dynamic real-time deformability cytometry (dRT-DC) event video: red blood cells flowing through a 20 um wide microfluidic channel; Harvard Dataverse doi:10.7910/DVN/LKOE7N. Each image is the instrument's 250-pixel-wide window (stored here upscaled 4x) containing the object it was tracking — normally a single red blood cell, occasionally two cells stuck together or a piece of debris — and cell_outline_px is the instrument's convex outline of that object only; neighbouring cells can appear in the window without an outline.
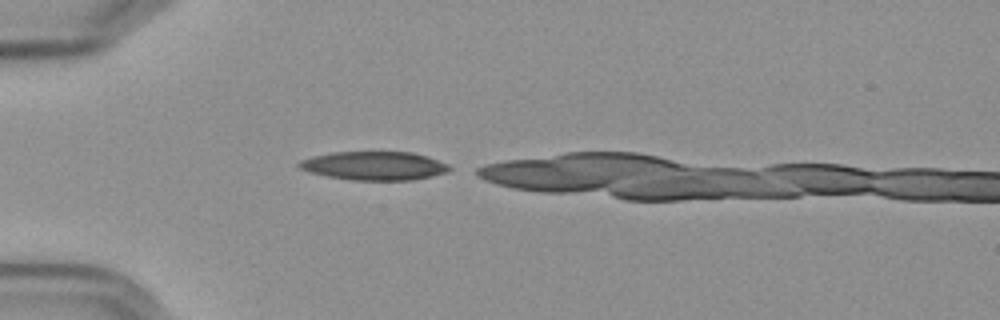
{"species": "Egyptian fruit bat (a non-hibernating species)", "species_latin": "Rousettus aegyptiacus", "temperature_condition": "cold", "stored_images_in_passage": 10, "camera_frame_rate_fps": 3000, "um_per_image_px": 0.085, "frame": {"image": 1, "passage_image": 1, "time_ms": 0.0, "image_size_px": [1000, 320], "cell_outline_px": [[452, 168], [448, 172], [432, 176], [412, 180], [352, 180], [328, 176], [308, 172], [300, 168], [296, 164], [300, 160], [312, 156], [332, 152], [412, 152], [428, 156], [448, 164]], "centroid_in_image_um": [31.81, 14.09], "position_along_channel_um": 53.2, "area_um2": 25.2}}
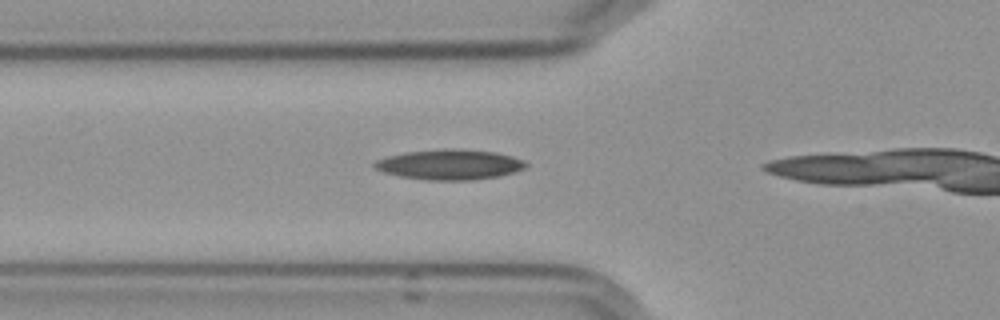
{"frame": {"image": 2, "passage_image": 5, "time_ms": 1.333, "image_size_px": [1000, 320], "cell_outline_px": [[528, 164], [524, 168], [512, 172], [496, 176], [468, 180], [428, 180], [400, 176], [384, 172], [376, 168], [372, 164], [376, 160], [388, 156], [404, 152], [452, 148], [496, 152], [512, 156], [524, 160]], "centroid_in_image_um": [38.21, 13.97], "position_along_channel_um": 87.6, "area_um2": 26.36}}
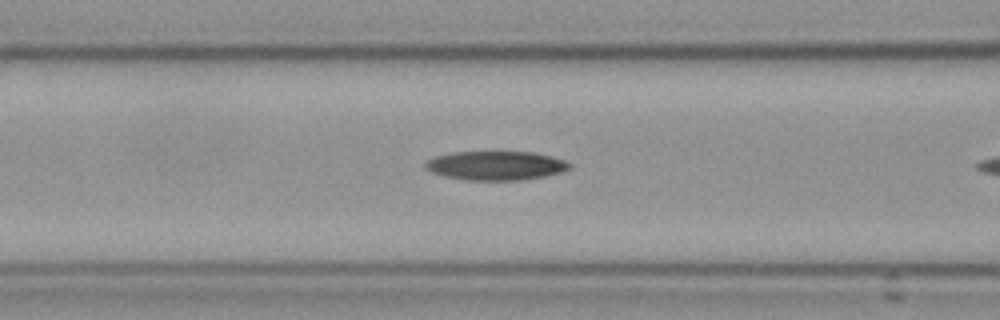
{"frame": {"image": 3, "passage_image": 8, "time_ms": 2.333, "image_size_px": [1000, 320], "cell_outline_px": [[572, 168], [560, 172], [544, 176], [520, 180], [464, 180], [444, 176], [432, 172], [424, 168], [424, 164], [428, 160], [436, 156], [452, 152], [532, 152], [552, 156], [564, 160], [572, 164]], "centroid_in_image_um": [42.14, 14.07], "position_along_channel_um": 124.5, "area_um2": 24.39}}